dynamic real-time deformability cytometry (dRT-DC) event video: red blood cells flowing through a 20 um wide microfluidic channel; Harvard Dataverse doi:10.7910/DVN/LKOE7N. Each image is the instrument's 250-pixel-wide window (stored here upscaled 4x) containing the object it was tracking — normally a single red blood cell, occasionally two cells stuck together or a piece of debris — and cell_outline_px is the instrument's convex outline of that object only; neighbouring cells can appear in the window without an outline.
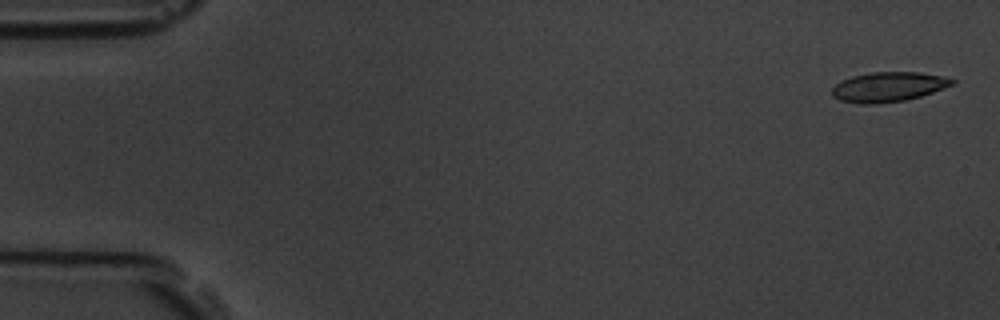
{"species": "common noctule bat (a hibernating species)", "species_latin": "Nyctalus noctula", "temperature_condition": "room temperature", "stored_images_in_passage": 5, "camera_frame_rate_fps": 3000, "um_per_image_px": 0.085, "animal": {"sex": "male", "body_mass_g": 19.5, "forearm_length_mm": 54.6}, "frame": {"image": 1, "passage_image": 1, "time_ms": 0.0, "image_size_px": [1000, 320], "cell_outline_px": [[956, 84], [920, 96], [904, 100], [876, 104], [860, 104], [840, 100], [832, 96], [832, 88], [840, 80], [852, 76], [872, 72], [920, 72], [940, 76], [956, 80]], "centroid_in_image_um": [75.49, 7.38], "position_along_channel_um": 9.5, "area_um2": 20.81}}
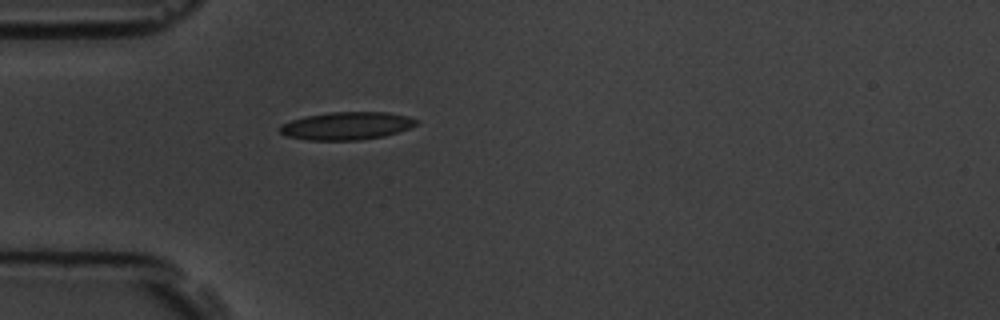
{"frame": {"image": 2, "passage_image": 5, "time_ms": 4.667, "image_size_px": [1000, 320], "cell_outline_px": [[420, 120], [416, 124], [408, 128], [384, 136], [360, 140], [308, 140], [288, 136], [280, 132], [280, 124], [304, 116], [328, 112], [388, 112], [408, 116]], "centroid_in_image_um": [29.46, 10.69], "position_along_channel_um": 55.5, "area_um2": 22.08}}